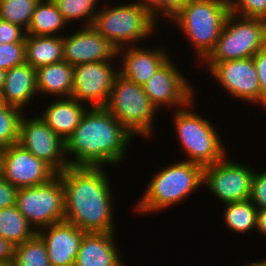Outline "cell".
<instances>
[{"mask_svg": "<svg viewBox=\"0 0 266 266\" xmlns=\"http://www.w3.org/2000/svg\"><path fill=\"white\" fill-rule=\"evenodd\" d=\"M36 69L26 62L6 71L0 99L23 112L37 96ZM25 108V109H24Z\"/></svg>", "mask_w": 266, "mask_h": 266, "instance_id": "20", "label": "cell"}, {"mask_svg": "<svg viewBox=\"0 0 266 266\" xmlns=\"http://www.w3.org/2000/svg\"><path fill=\"white\" fill-rule=\"evenodd\" d=\"M63 61V36L25 37V62L31 67L55 64Z\"/></svg>", "mask_w": 266, "mask_h": 266, "instance_id": "23", "label": "cell"}, {"mask_svg": "<svg viewBox=\"0 0 266 266\" xmlns=\"http://www.w3.org/2000/svg\"><path fill=\"white\" fill-rule=\"evenodd\" d=\"M256 232L266 237V208L258 209Z\"/></svg>", "mask_w": 266, "mask_h": 266, "instance_id": "40", "label": "cell"}, {"mask_svg": "<svg viewBox=\"0 0 266 266\" xmlns=\"http://www.w3.org/2000/svg\"><path fill=\"white\" fill-rule=\"evenodd\" d=\"M254 170L250 165L228 160L227 154L218 162L203 168V185L219 202L226 204L248 200Z\"/></svg>", "mask_w": 266, "mask_h": 266, "instance_id": "10", "label": "cell"}, {"mask_svg": "<svg viewBox=\"0 0 266 266\" xmlns=\"http://www.w3.org/2000/svg\"><path fill=\"white\" fill-rule=\"evenodd\" d=\"M18 188L9 181L0 178V209L16 206V195Z\"/></svg>", "mask_w": 266, "mask_h": 266, "instance_id": "36", "label": "cell"}, {"mask_svg": "<svg viewBox=\"0 0 266 266\" xmlns=\"http://www.w3.org/2000/svg\"><path fill=\"white\" fill-rule=\"evenodd\" d=\"M13 266H51L46 245L37 234L14 247Z\"/></svg>", "mask_w": 266, "mask_h": 266, "instance_id": "28", "label": "cell"}, {"mask_svg": "<svg viewBox=\"0 0 266 266\" xmlns=\"http://www.w3.org/2000/svg\"><path fill=\"white\" fill-rule=\"evenodd\" d=\"M37 232L16 206L0 209V237L13 246L32 239Z\"/></svg>", "mask_w": 266, "mask_h": 266, "instance_id": "25", "label": "cell"}, {"mask_svg": "<svg viewBox=\"0 0 266 266\" xmlns=\"http://www.w3.org/2000/svg\"><path fill=\"white\" fill-rule=\"evenodd\" d=\"M25 63V42L0 43V69H9Z\"/></svg>", "mask_w": 266, "mask_h": 266, "instance_id": "32", "label": "cell"}, {"mask_svg": "<svg viewBox=\"0 0 266 266\" xmlns=\"http://www.w3.org/2000/svg\"><path fill=\"white\" fill-rule=\"evenodd\" d=\"M37 93L52 98L71 97L73 91V66L66 61L36 69Z\"/></svg>", "mask_w": 266, "mask_h": 266, "instance_id": "22", "label": "cell"}, {"mask_svg": "<svg viewBox=\"0 0 266 266\" xmlns=\"http://www.w3.org/2000/svg\"><path fill=\"white\" fill-rule=\"evenodd\" d=\"M56 175L48 164L19 144L4 148L2 177L14 187L39 186L49 182Z\"/></svg>", "mask_w": 266, "mask_h": 266, "instance_id": "15", "label": "cell"}, {"mask_svg": "<svg viewBox=\"0 0 266 266\" xmlns=\"http://www.w3.org/2000/svg\"><path fill=\"white\" fill-rule=\"evenodd\" d=\"M115 233H85L74 266H126Z\"/></svg>", "mask_w": 266, "mask_h": 266, "instance_id": "19", "label": "cell"}, {"mask_svg": "<svg viewBox=\"0 0 266 266\" xmlns=\"http://www.w3.org/2000/svg\"><path fill=\"white\" fill-rule=\"evenodd\" d=\"M85 233L66 221L37 231V235L46 245L51 266H74Z\"/></svg>", "mask_w": 266, "mask_h": 266, "instance_id": "17", "label": "cell"}, {"mask_svg": "<svg viewBox=\"0 0 266 266\" xmlns=\"http://www.w3.org/2000/svg\"><path fill=\"white\" fill-rule=\"evenodd\" d=\"M100 1L102 0H53L64 20L69 25L72 23L75 24L77 20H82L81 22H84V26H90L93 24L95 15L100 9V7H97L101 6L99 4H102L99 3Z\"/></svg>", "mask_w": 266, "mask_h": 266, "instance_id": "27", "label": "cell"}, {"mask_svg": "<svg viewBox=\"0 0 266 266\" xmlns=\"http://www.w3.org/2000/svg\"><path fill=\"white\" fill-rule=\"evenodd\" d=\"M253 62L258 74L260 90H261V105L266 108V47L259 50L253 56Z\"/></svg>", "mask_w": 266, "mask_h": 266, "instance_id": "35", "label": "cell"}, {"mask_svg": "<svg viewBox=\"0 0 266 266\" xmlns=\"http://www.w3.org/2000/svg\"><path fill=\"white\" fill-rule=\"evenodd\" d=\"M198 64L200 67L206 66L220 87L234 99L236 98L235 100L261 106V90L253 57Z\"/></svg>", "mask_w": 266, "mask_h": 266, "instance_id": "12", "label": "cell"}, {"mask_svg": "<svg viewBox=\"0 0 266 266\" xmlns=\"http://www.w3.org/2000/svg\"><path fill=\"white\" fill-rule=\"evenodd\" d=\"M63 36V61L71 66L117 59V49L92 25ZM115 58V59H113Z\"/></svg>", "mask_w": 266, "mask_h": 266, "instance_id": "16", "label": "cell"}, {"mask_svg": "<svg viewBox=\"0 0 266 266\" xmlns=\"http://www.w3.org/2000/svg\"><path fill=\"white\" fill-rule=\"evenodd\" d=\"M5 75H6V71L3 69H0V92H1L3 85H4Z\"/></svg>", "mask_w": 266, "mask_h": 266, "instance_id": "43", "label": "cell"}, {"mask_svg": "<svg viewBox=\"0 0 266 266\" xmlns=\"http://www.w3.org/2000/svg\"><path fill=\"white\" fill-rule=\"evenodd\" d=\"M0 266H13V263H0Z\"/></svg>", "mask_w": 266, "mask_h": 266, "instance_id": "44", "label": "cell"}, {"mask_svg": "<svg viewBox=\"0 0 266 266\" xmlns=\"http://www.w3.org/2000/svg\"><path fill=\"white\" fill-rule=\"evenodd\" d=\"M4 148L0 147V178L3 174Z\"/></svg>", "mask_w": 266, "mask_h": 266, "instance_id": "41", "label": "cell"}, {"mask_svg": "<svg viewBox=\"0 0 266 266\" xmlns=\"http://www.w3.org/2000/svg\"><path fill=\"white\" fill-rule=\"evenodd\" d=\"M108 3L101 4L102 10H98L92 26L117 50L136 46L140 41L148 40L152 34L156 35L158 23L148 11L131 0L130 3L115 6Z\"/></svg>", "mask_w": 266, "mask_h": 266, "instance_id": "5", "label": "cell"}, {"mask_svg": "<svg viewBox=\"0 0 266 266\" xmlns=\"http://www.w3.org/2000/svg\"><path fill=\"white\" fill-rule=\"evenodd\" d=\"M194 104L193 100L186 107L174 110L172 123L184 156L187 157L182 160L204 167L220 161L228 152L214 125L194 112Z\"/></svg>", "mask_w": 266, "mask_h": 266, "instance_id": "6", "label": "cell"}, {"mask_svg": "<svg viewBox=\"0 0 266 266\" xmlns=\"http://www.w3.org/2000/svg\"><path fill=\"white\" fill-rule=\"evenodd\" d=\"M243 266H266V259L254 261Z\"/></svg>", "mask_w": 266, "mask_h": 266, "instance_id": "42", "label": "cell"}, {"mask_svg": "<svg viewBox=\"0 0 266 266\" xmlns=\"http://www.w3.org/2000/svg\"><path fill=\"white\" fill-rule=\"evenodd\" d=\"M188 1L189 0H161V16L169 21L172 20Z\"/></svg>", "mask_w": 266, "mask_h": 266, "instance_id": "37", "label": "cell"}, {"mask_svg": "<svg viewBox=\"0 0 266 266\" xmlns=\"http://www.w3.org/2000/svg\"><path fill=\"white\" fill-rule=\"evenodd\" d=\"M174 60L169 58L142 85L151 103L160 111L161 107L178 110L186 107L195 100L197 91L193 89L182 71L175 66ZM175 108V109H174Z\"/></svg>", "mask_w": 266, "mask_h": 266, "instance_id": "11", "label": "cell"}, {"mask_svg": "<svg viewBox=\"0 0 266 266\" xmlns=\"http://www.w3.org/2000/svg\"><path fill=\"white\" fill-rule=\"evenodd\" d=\"M18 144L48 164L57 174L69 165L65 142L38 116L23 114L19 125Z\"/></svg>", "mask_w": 266, "mask_h": 266, "instance_id": "13", "label": "cell"}, {"mask_svg": "<svg viewBox=\"0 0 266 266\" xmlns=\"http://www.w3.org/2000/svg\"><path fill=\"white\" fill-rule=\"evenodd\" d=\"M26 30L0 18V43L25 42Z\"/></svg>", "mask_w": 266, "mask_h": 266, "instance_id": "34", "label": "cell"}, {"mask_svg": "<svg viewBox=\"0 0 266 266\" xmlns=\"http://www.w3.org/2000/svg\"><path fill=\"white\" fill-rule=\"evenodd\" d=\"M24 113L0 99V147L18 144L19 125Z\"/></svg>", "mask_w": 266, "mask_h": 266, "instance_id": "29", "label": "cell"}, {"mask_svg": "<svg viewBox=\"0 0 266 266\" xmlns=\"http://www.w3.org/2000/svg\"><path fill=\"white\" fill-rule=\"evenodd\" d=\"M224 205L223 222L234 233L256 231L257 208L251 200L231 202ZM226 205V206H225ZM255 228V229H254Z\"/></svg>", "mask_w": 266, "mask_h": 266, "instance_id": "26", "label": "cell"}, {"mask_svg": "<svg viewBox=\"0 0 266 266\" xmlns=\"http://www.w3.org/2000/svg\"><path fill=\"white\" fill-rule=\"evenodd\" d=\"M16 207L36 232L41 228L63 222L65 200L61 178L56 175L45 184L18 188Z\"/></svg>", "mask_w": 266, "mask_h": 266, "instance_id": "9", "label": "cell"}, {"mask_svg": "<svg viewBox=\"0 0 266 266\" xmlns=\"http://www.w3.org/2000/svg\"><path fill=\"white\" fill-rule=\"evenodd\" d=\"M229 12L227 0H189L171 20L182 29L199 63L214 48Z\"/></svg>", "mask_w": 266, "mask_h": 266, "instance_id": "4", "label": "cell"}, {"mask_svg": "<svg viewBox=\"0 0 266 266\" xmlns=\"http://www.w3.org/2000/svg\"><path fill=\"white\" fill-rule=\"evenodd\" d=\"M133 140L134 136L104 107H88L65 140L66 159L70 166L115 167L124 163Z\"/></svg>", "mask_w": 266, "mask_h": 266, "instance_id": "2", "label": "cell"}, {"mask_svg": "<svg viewBox=\"0 0 266 266\" xmlns=\"http://www.w3.org/2000/svg\"><path fill=\"white\" fill-rule=\"evenodd\" d=\"M86 110V105L73 97L53 98L40 117L65 142L79 125Z\"/></svg>", "mask_w": 266, "mask_h": 266, "instance_id": "21", "label": "cell"}, {"mask_svg": "<svg viewBox=\"0 0 266 266\" xmlns=\"http://www.w3.org/2000/svg\"><path fill=\"white\" fill-rule=\"evenodd\" d=\"M14 247L9 241L0 237V263H13Z\"/></svg>", "mask_w": 266, "mask_h": 266, "instance_id": "39", "label": "cell"}, {"mask_svg": "<svg viewBox=\"0 0 266 266\" xmlns=\"http://www.w3.org/2000/svg\"><path fill=\"white\" fill-rule=\"evenodd\" d=\"M131 2L148 11L156 21L161 20L158 19L161 17V0H133Z\"/></svg>", "mask_w": 266, "mask_h": 266, "instance_id": "38", "label": "cell"}, {"mask_svg": "<svg viewBox=\"0 0 266 266\" xmlns=\"http://www.w3.org/2000/svg\"><path fill=\"white\" fill-rule=\"evenodd\" d=\"M229 11L247 18L266 20V0H227Z\"/></svg>", "mask_w": 266, "mask_h": 266, "instance_id": "31", "label": "cell"}, {"mask_svg": "<svg viewBox=\"0 0 266 266\" xmlns=\"http://www.w3.org/2000/svg\"><path fill=\"white\" fill-rule=\"evenodd\" d=\"M106 167L68 166L57 175L64 189L65 220L90 233L116 232L112 186Z\"/></svg>", "mask_w": 266, "mask_h": 266, "instance_id": "1", "label": "cell"}, {"mask_svg": "<svg viewBox=\"0 0 266 266\" xmlns=\"http://www.w3.org/2000/svg\"><path fill=\"white\" fill-rule=\"evenodd\" d=\"M66 26L68 27V23L64 20L53 0H40L34 9L26 34L62 36L61 32L67 28Z\"/></svg>", "mask_w": 266, "mask_h": 266, "instance_id": "24", "label": "cell"}, {"mask_svg": "<svg viewBox=\"0 0 266 266\" xmlns=\"http://www.w3.org/2000/svg\"><path fill=\"white\" fill-rule=\"evenodd\" d=\"M104 108L136 138H152L157 108L145 94L143 87L119 74L112 86Z\"/></svg>", "mask_w": 266, "mask_h": 266, "instance_id": "7", "label": "cell"}, {"mask_svg": "<svg viewBox=\"0 0 266 266\" xmlns=\"http://www.w3.org/2000/svg\"><path fill=\"white\" fill-rule=\"evenodd\" d=\"M249 199L257 210L266 208V170L254 171Z\"/></svg>", "mask_w": 266, "mask_h": 266, "instance_id": "33", "label": "cell"}, {"mask_svg": "<svg viewBox=\"0 0 266 266\" xmlns=\"http://www.w3.org/2000/svg\"><path fill=\"white\" fill-rule=\"evenodd\" d=\"M143 45L127 46L117 50V57L120 60V74L136 83L143 85L152 74L161 67L170 57L168 50L155 47L145 48Z\"/></svg>", "mask_w": 266, "mask_h": 266, "instance_id": "18", "label": "cell"}, {"mask_svg": "<svg viewBox=\"0 0 266 266\" xmlns=\"http://www.w3.org/2000/svg\"><path fill=\"white\" fill-rule=\"evenodd\" d=\"M112 63L116 61L90 62L74 66L71 97L88 104L87 107H104L114 81L120 74L119 66L114 67L115 64Z\"/></svg>", "mask_w": 266, "mask_h": 266, "instance_id": "14", "label": "cell"}, {"mask_svg": "<svg viewBox=\"0 0 266 266\" xmlns=\"http://www.w3.org/2000/svg\"><path fill=\"white\" fill-rule=\"evenodd\" d=\"M203 168L197 163L181 160L155 171L133 211L150 215L184 203L183 200L203 185Z\"/></svg>", "mask_w": 266, "mask_h": 266, "instance_id": "3", "label": "cell"}, {"mask_svg": "<svg viewBox=\"0 0 266 266\" xmlns=\"http://www.w3.org/2000/svg\"><path fill=\"white\" fill-rule=\"evenodd\" d=\"M40 0H0V18L27 30Z\"/></svg>", "mask_w": 266, "mask_h": 266, "instance_id": "30", "label": "cell"}, {"mask_svg": "<svg viewBox=\"0 0 266 266\" xmlns=\"http://www.w3.org/2000/svg\"><path fill=\"white\" fill-rule=\"evenodd\" d=\"M265 47L266 20L242 17L229 12L214 48L201 62L252 58Z\"/></svg>", "mask_w": 266, "mask_h": 266, "instance_id": "8", "label": "cell"}]
</instances>
